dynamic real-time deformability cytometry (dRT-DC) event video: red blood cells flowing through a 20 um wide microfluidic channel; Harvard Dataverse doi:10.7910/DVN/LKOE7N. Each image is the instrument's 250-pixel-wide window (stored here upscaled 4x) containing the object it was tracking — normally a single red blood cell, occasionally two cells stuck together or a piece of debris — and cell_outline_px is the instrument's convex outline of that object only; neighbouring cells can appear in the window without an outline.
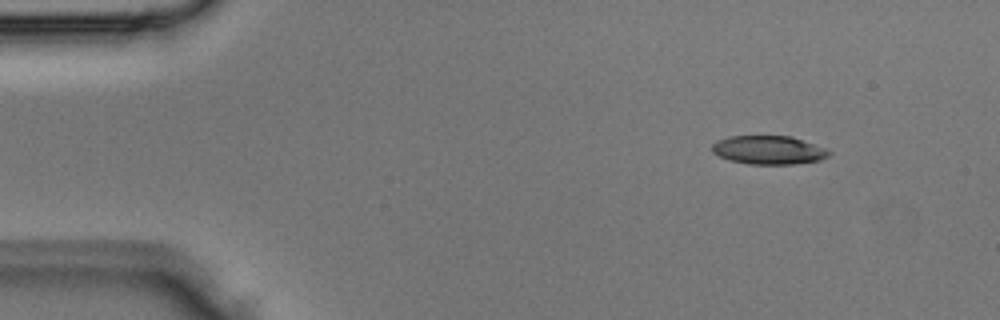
{"species": "Egyptian fruit bat (a non-hibernating species)", "species_latin": "Rousettus aegyptiacus", "temperature_condition": "room temperature", "stored_images_in_passage": 3, "camera_frame_rate_fps": 3000, "um_per_image_px": 0.085, "animal": {"sex": "male"}, "frame": {"image": 1, "passage_image": 1, "time_ms": 0.0, "image_size_px": [1000, 320], "cell_outline_px": [[832, 152], [828, 156], [820, 160], [792, 164], [748, 164], [728, 160], [712, 152], [712, 144], [716, 140], [728, 136], [792, 136], [824, 148]], "centroid_in_image_um": [65.3, 12.75], "position_along_channel_um": 19.7, "area_um2": 19.48}}